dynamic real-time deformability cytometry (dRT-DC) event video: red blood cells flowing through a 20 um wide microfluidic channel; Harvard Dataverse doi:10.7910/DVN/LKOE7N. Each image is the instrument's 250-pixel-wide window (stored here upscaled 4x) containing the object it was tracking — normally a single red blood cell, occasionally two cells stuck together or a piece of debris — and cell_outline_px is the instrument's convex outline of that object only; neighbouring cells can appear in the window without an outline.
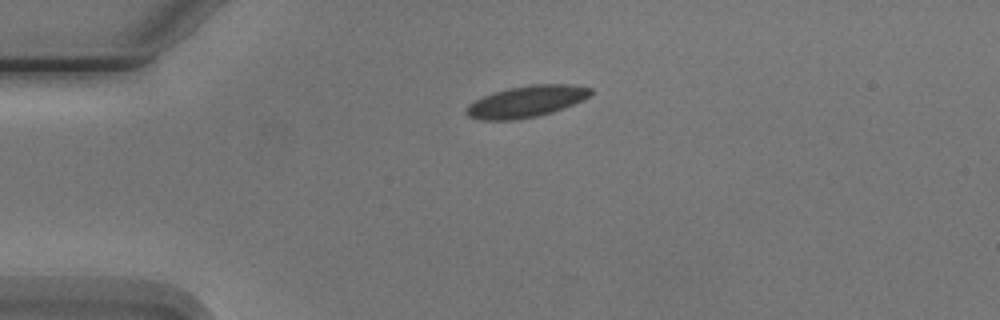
{"species": "Egyptian fruit bat (a non-hibernating species)", "species_latin": "Rousettus aegyptiacus", "temperature_condition": "cold", "stored_images_in_passage": 3, "camera_frame_rate_fps": 3000, "um_per_image_px": 0.085, "animal": {"sex": "male"}, "frame": {"image": 1, "passage_image": 1, "time_ms": 0.0, "image_size_px": [1000, 320], "cell_outline_px": [[592, 92], [588, 96], [564, 108], [540, 116], [516, 120], [480, 120], [468, 116], [464, 112], [464, 108], [468, 104], [492, 92], [532, 84], [568, 84], [592, 88]], "centroid_in_image_um": [44.69, 8.64], "position_along_channel_um": 40.3, "area_um2": 22.77}}
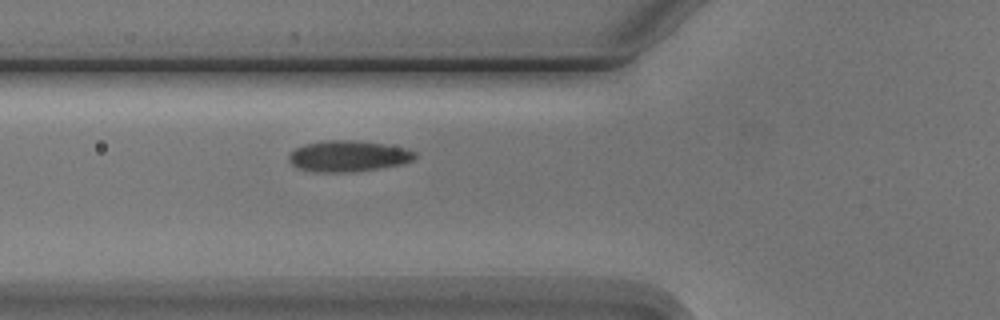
{"frame": {"image": 2, "passage_image": 3, "time_ms": 2.333, "image_size_px": [1000, 320], "cell_outline_px": [[416, 156], [412, 160], [400, 164], [380, 168], [356, 172], [316, 172], [300, 168], [292, 164], [288, 160], [288, 156], [296, 148], [304, 144], [320, 140], [352, 140], [384, 144], [404, 148], [416, 152]], "centroid_in_image_um": [29.57, 13.27], "position_along_channel_um": 96.2, "area_um2": 22.77}}